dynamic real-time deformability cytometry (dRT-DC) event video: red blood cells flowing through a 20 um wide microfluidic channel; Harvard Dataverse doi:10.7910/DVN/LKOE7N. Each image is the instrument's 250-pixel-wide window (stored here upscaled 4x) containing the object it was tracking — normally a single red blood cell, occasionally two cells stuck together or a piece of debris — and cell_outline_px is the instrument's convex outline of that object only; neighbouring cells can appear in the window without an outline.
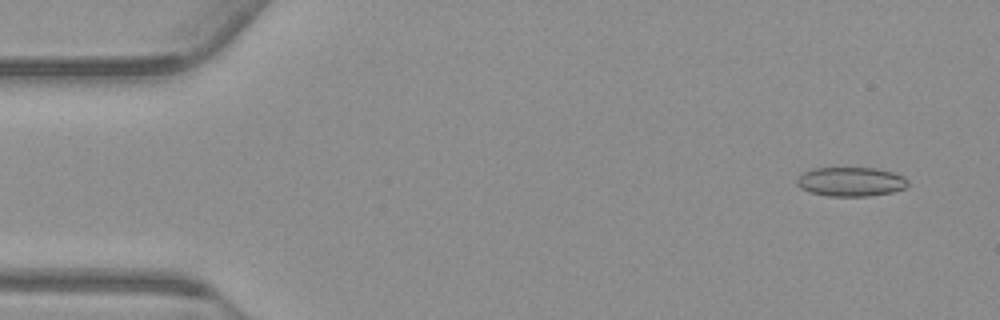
{"species": "common noctule bat (a hibernating species)", "species_latin": "Nyctalus noctula", "temperature_condition": "warm", "stored_images_in_passage": 55, "camera_frame_rate_fps": 3000, "um_per_image_px": 0.085, "animal": {"sex": "male", "body_mass_g": 23.1, "forearm_length_mm": 52.7}, "frame": {"image": 1, "passage_image": 4, "time_ms": 1.0, "image_size_px": [1000, 320], "cell_outline_px": [[908, 188], [892, 192], [868, 196], [828, 196], [808, 192], [800, 188], [796, 184], [796, 180], [804, 172], [812, 168], [876, 168], [892, 172], [904, 176], [908, 180]], "centroid_in_image_um": [72.33, 15.45], "position_along_channel_um": 12.7, "area_um2": 19.07}}
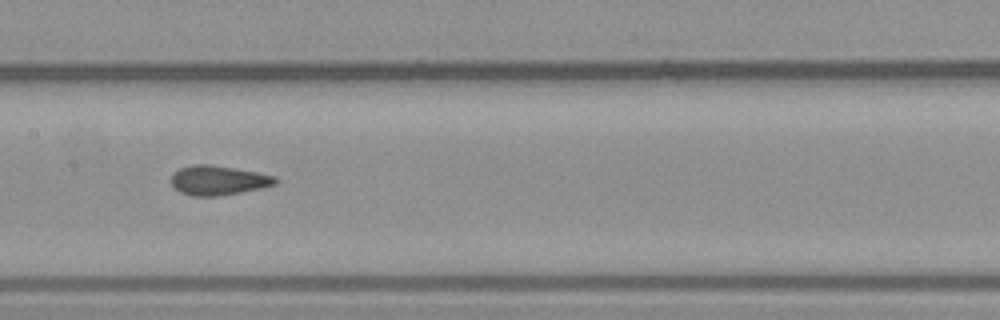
{"frame": {"image": 2, "passage_image": 27, "time_ms": 8.667, "image_size_px": [1000, 320], "cell_outline_px": [[280, 180], [276, 184], [260, 188], [240, 192], [216, 196], [192, 196], [180, 192], [172, 184], [172, 176], [180, 168], [192, 164], [208, 164], [256, 172], [276, 176]], "centroid_in_image_um": [18.58, 15.33], "position_along_channel_um": 188.8, "area_um2": 17.69}}
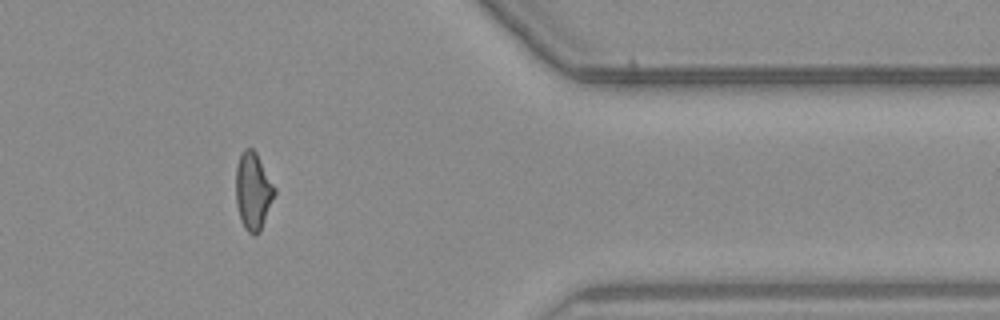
{"frame": {"image": 3, "passage_image": 45, "time_ms": 14.667, "image_size_px": [1000, 320], "cell_outline_px": [[276, 192], [260, 232], [256, 236], [252, 236], [244, 228], [240, 220], [236, 204], [236, 168], [240, 156], [244, 148], [252, 148], [256, 152], [276, 188]], "centroid_in_image_um": [21.51, 16.28], "position_along_channel_um": 389.9, "area_um2": 17.57}, "authors_computed_cell_mechanics": {"area_um2": 17.8602, "velocity_mm_per_s": 3.7691, "shape_relaxation_time_tau1_ms": null, "shape_relaxation_time_tau2_ms": 1.2601, "deformation_change_tau1": null, "deformation_change_tau2": 0.0821}}